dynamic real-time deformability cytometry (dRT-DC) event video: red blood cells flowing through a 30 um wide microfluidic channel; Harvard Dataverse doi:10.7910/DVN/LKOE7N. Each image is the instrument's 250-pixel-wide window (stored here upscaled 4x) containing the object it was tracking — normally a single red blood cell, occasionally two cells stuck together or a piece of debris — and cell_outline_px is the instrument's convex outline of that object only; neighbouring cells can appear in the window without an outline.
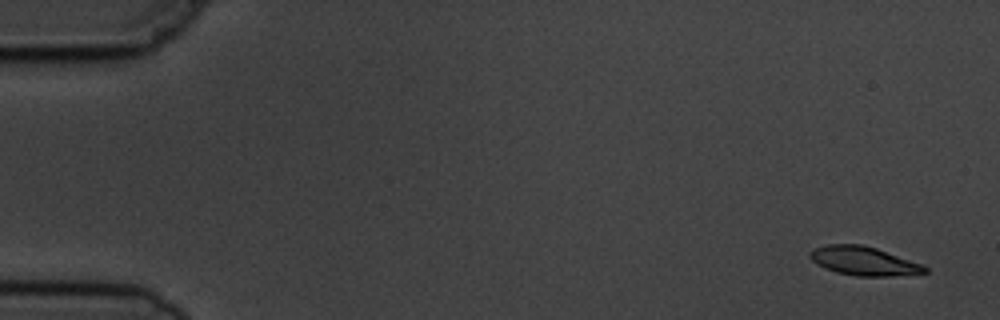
{"species": "common noctule bat (a hibernating species)", "species_latin": "Nyctalus noctula", "temperature_condition": "cold", "stored_images_in_passage": 5, "camera_frame_rate_fps": 3000, "um_per_image_px": 0.085, "animal": {"sex": "male", "body_mass_g": 19.5, "forearm_length_mm": 54.6}, "frame": {"image": 1, "passage_image": 1, "time_ms": 0.0, "image_size_px": [1000, 320], "cell_outline_px": [[928, 272], [892, 276], [856, 276], [836, 272], [824, 268], [816, 264], [808, 256], [808, 252], [812, 248], [828, 244], [860, 244], [876, 248], [924, 264], [928, 268]], "centroid_in_image_um": [73.39, 22.18], "position_along_channel_um": 11.6, "area_um2": 19.48}}
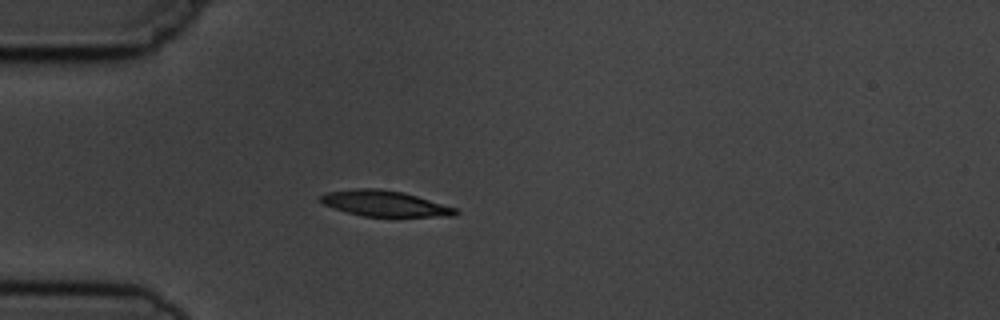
{"frame": {"image": 2, "passage_image": 4, "time_ms": 4.333, "image_size_px": [1000, 320], "cell_outline_px": [[460, 212], [456, 216], [360, 216], [324, 204], [316, 200], [320, 196], [328, 192], [356, 188], [380, 188], [404, 192], [456, 208]], "centroid_in_image_um": [32.7, 17.29], "position_along_channel_um": 52.3, "area_um2": 20.17}}